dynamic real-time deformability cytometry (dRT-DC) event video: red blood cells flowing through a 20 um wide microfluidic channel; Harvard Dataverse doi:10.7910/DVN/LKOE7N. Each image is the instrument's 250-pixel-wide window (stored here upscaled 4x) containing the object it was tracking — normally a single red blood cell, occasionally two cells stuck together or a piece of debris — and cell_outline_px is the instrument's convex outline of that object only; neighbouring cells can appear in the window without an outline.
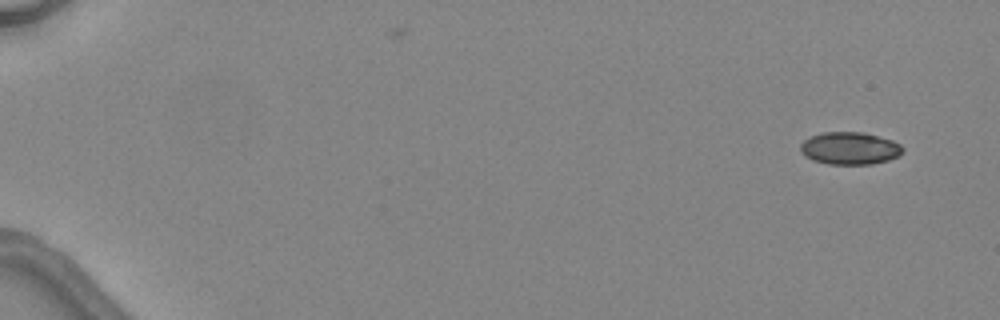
{"species": "common noctule bat (a hibernating species)", "species_latin": "Nyctalus noctula", "temperature_condition": "warm", "stored_images_in_passage": 5, "camera_frame_rate_fps": 3000, "um_per_image_px": 0.085, "animal": {"sex": "female", "body_mass_g": 24.6, "forearm_length_mm": 56.2}, "frame": {"image": 1, "passage_image": 1, "time_ms": 0.0, "image_size_px": [1000, 320], "cell_outline_px": [[904, 152], [900, 156], [888, 160], [872, 164], [828, 164], [812, 160], [804, 156], [800, 152], [800, 144], [804, 140], [812, 136], [824, 132], [864, 132], [892, 140], [900, 144], [904, 148]], "centroid_in_image_um": [72.24, 12.61], "position_along_channel_um": 12.8, "area_um2": 19.54}}
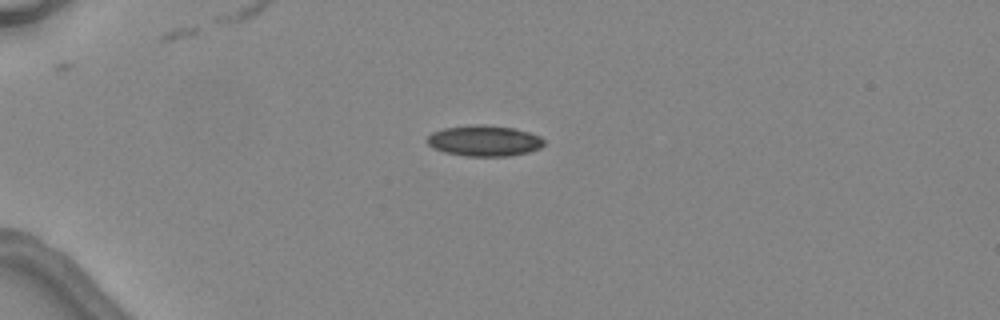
{"frame": {"image": 2, "passage_image": 4, "time_ms": 3.667, "image_size_px": [1000, 320], "cell_outline_px": [[544, 144], [540, 148], [528, 152], [512, 156], [464, 156], [444, 152], [432, 148], [424, 140], [432, 132], [444, 128], [476, 124], [480, 124], [512, 128], [528, 132], [540, 136], [544, 140]], "centroid_in_image_um": [41.13, 11.97], "position_along_channel_um": 43.9, "area_um2": 21.1}}